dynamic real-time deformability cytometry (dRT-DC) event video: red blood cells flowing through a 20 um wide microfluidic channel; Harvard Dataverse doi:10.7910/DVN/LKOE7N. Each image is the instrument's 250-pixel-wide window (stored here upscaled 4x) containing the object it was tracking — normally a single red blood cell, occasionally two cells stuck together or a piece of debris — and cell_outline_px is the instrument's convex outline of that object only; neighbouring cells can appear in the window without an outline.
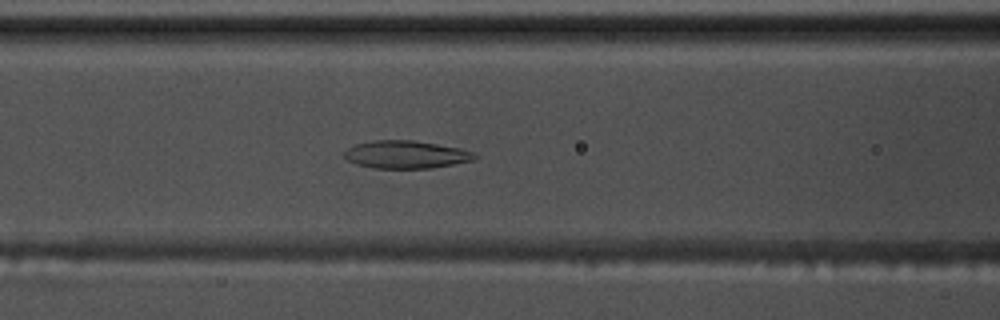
{"species": "common noctule bat (a hibernating species)", "species_latin": "Nyctalus noctula", "temperature_condition": "warm", "stored_images_in_passage": 44, "camera_frame_rate_fps": 3000, "um_per_image_px": 0.085, "animal": {"sex": "male", "body_mass_g": 17.5, "forearm_length_mm": 52.3}, "frame": {"image": 1, "passage_image": 12, "time_ms": 3.667, "image_size_px": [1000, 320], "cell_outline_px": [[476, 156], [472, 160], [432, 168], [376, 168], [360, 164], [348, 160], [344, 156], [344, 152], [348, 148], [356, 144], [372, 140], [412, 140], [460, 148], [476, 152]], "centroid_in_image_um": [34.52, 13.12], "position_along_channel_um": 132.1, "area_um2": 20.81}}
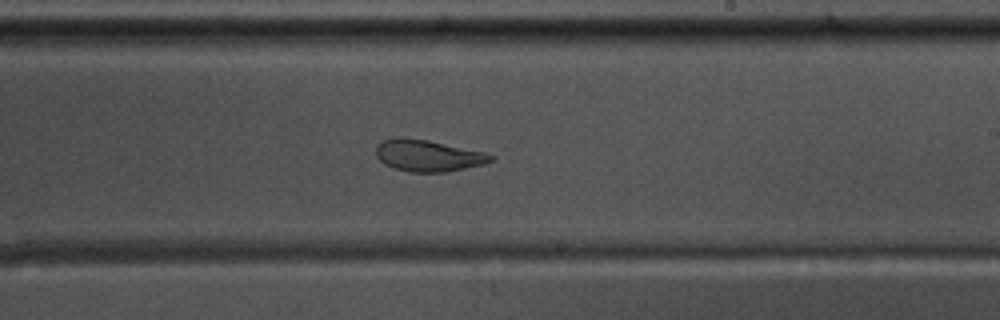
{"frame": {"image": 2, "passage_image": 22, "time_ms": 7.0, "image_size_px": [1000, 320], "cell_outline_px": [[496, 160], [484, 164], [444, 172], [408, 172], [392, 168], [384, 164], [376, 156], [376, 144], [384, 140], [400, 136], [428, 140], [484, 152], [496, 156]], "centroid_in_image_um": [36.37, 13.22], "position_along_channel_um": 252.6, "area_um2": 21.33}}
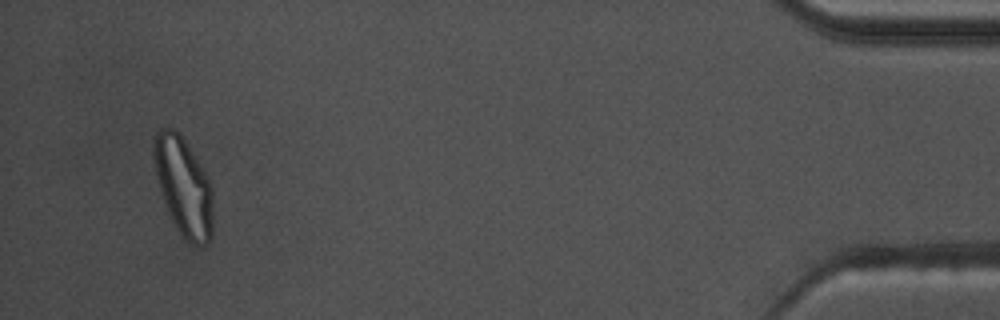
{"frame": {"image": 3, "passage_image": 42, "time_ms": 13.667, "image_size_px": [1000, 320], "cell_outline_px": [[212, 232], [208, 244], [192, 244], [176, 228], [168, 212], [160, 188], [152, 156], [152, 140], [156, 132], [160, 128], [172, 128], [184, 140], [208, 176], [212, 188]], "centroid_in_image_um": [15.59, 15.82], "position_along_channel_um": 419.6, "area_um2": 33.52}, "authors_computed_cell_mechanics": {"area_um2": 23.2645, "velocity_mm_per_s": 3.6323, "shape_relaxation_time_tau1_ms": null, "shape_relaxation_time_tau2_ms": 2.0857, "deformation_change_tau1": null, "deformation_change_tau2": 0.0813}}